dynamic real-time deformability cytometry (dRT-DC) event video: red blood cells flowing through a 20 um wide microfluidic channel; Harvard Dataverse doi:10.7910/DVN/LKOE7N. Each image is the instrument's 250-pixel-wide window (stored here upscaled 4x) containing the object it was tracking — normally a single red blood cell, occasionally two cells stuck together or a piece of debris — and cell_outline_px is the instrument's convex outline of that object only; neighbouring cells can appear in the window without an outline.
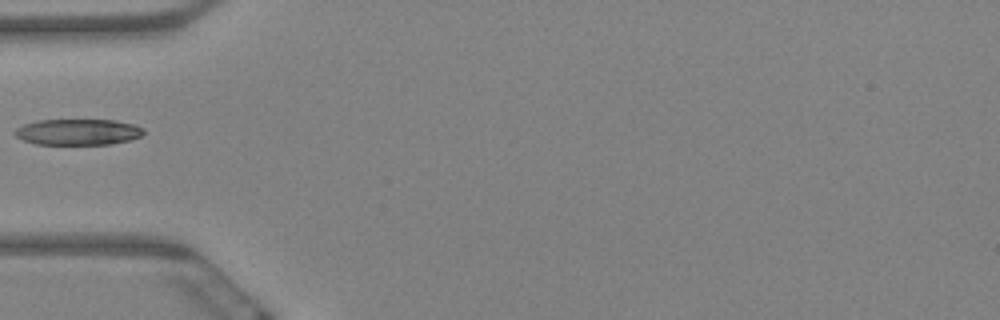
{"species": "Egyptian fruit bat (a non-hibernating species)", "species_latin": "Rousettus aegyptiacus", "temperature_condition": "warm", "stored_images_in_passage": 9, "camera_frame_rate_fps": 3000, "um_per_image_px": 0.085, "animal": {"sex": "female"}, "frame": {"image": 1, "passage_image": 6, "time_ms": 1.667, "image_size_px": [1000, 320], "cell_outline_px": [[144, 132], [140, 136], [128, 140], [112, 144], [36, 144], [24, 140], [16, 136], [12, 132], [16, 128], [24, 124], [40, 120], [116, 120], [132, 124], [144, 128]], "centroid_in_image_um": [6.61, 11.21], "position_along_channel_um": 78.4, "area_um2": 19.42}}
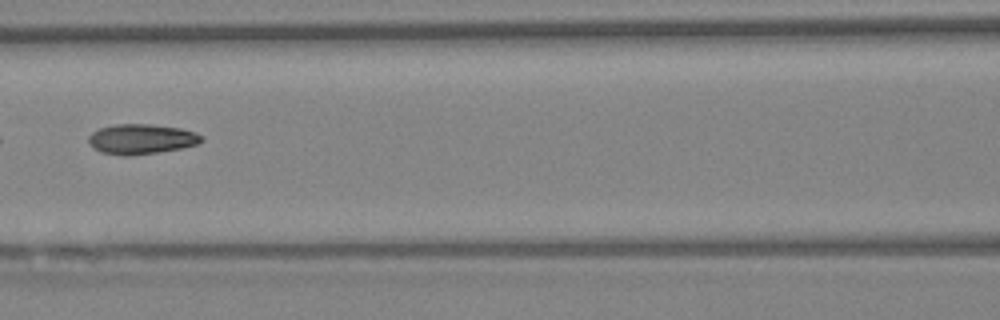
{"frame": {"image": 2, "passage_image": 8, "time_ms": 2.333, "image_size_px": [1000, 320], "cell_outline_px": [[204, 140], [196, 144], [180, 148], [156, 152], [128, 156], [124, 156], [100, 152], [88, 140], [88, 136], [92, 132], [100, 128], [116, 124], [152, 124], [180, 128], [196, 132]], "centroid_in_image_um": [12.01, 11.81], "position_along_channel_um": 154.6, "area_um2": 19.54}}
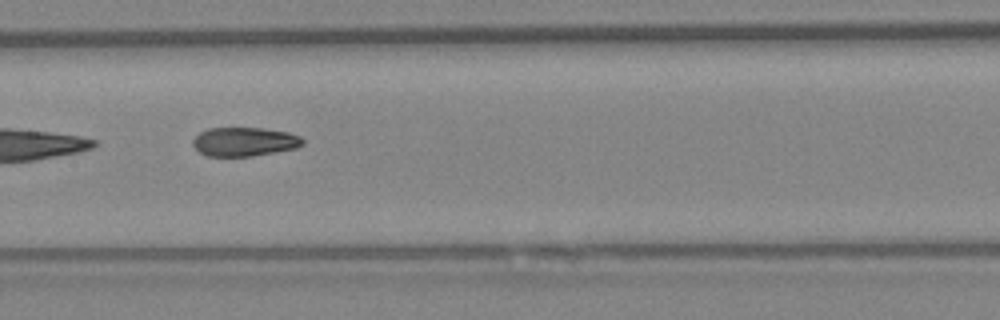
{"frame": {"image": 3, "passage_image": 9, "time_ms": 2.667, "image_size_px": [1000, 320], "cell_outline_px": [[304, 144], [296, 148], [252, 156], [208, 156], [200, 152], [192, 144], [192, 140], [200, 132], [208, 128], [264, 128], [288, 132], [300, 136], [304, 140]], "centroid_in_image_um": [20.78, 12.04], "position_along_channel_um": 186.6, "area_um2": 18.5}}